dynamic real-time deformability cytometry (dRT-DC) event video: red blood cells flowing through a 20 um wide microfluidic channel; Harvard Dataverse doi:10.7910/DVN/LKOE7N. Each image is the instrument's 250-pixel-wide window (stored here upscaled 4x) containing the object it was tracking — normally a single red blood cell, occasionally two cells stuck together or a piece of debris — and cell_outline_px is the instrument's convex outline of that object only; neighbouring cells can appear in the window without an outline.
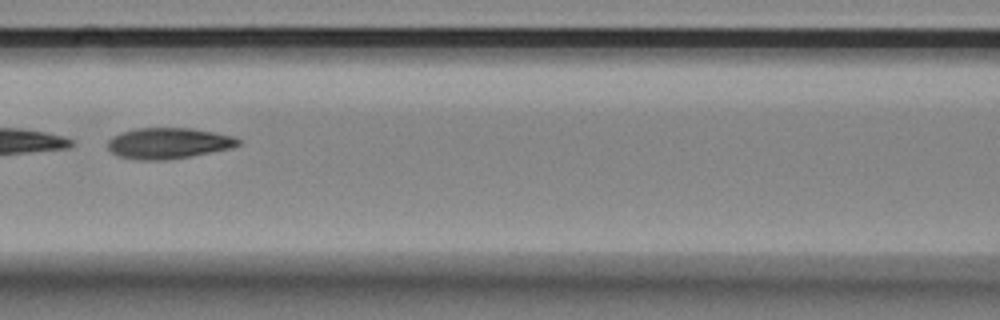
{"species": "Egyptian fruit bat (a non-hibernating species)", "species_latin": "Rousettus aegyptiacus", "temperature_condition": "room temperature", "stored_images_in_passage": 21, "camera_frame_rate_fps": 3000, "um_per_image_px": 0.085, "animal": {"sex": "female"}, "frame": {"image": 1, "passage_image": 10, "time_ms": 3.0, "image_size_px": [1000, 320], "cell_outline_px": [[244, 140], [240, 144], [232, 148], [188, 156], [164, 160], [136, 160], [116, 156], [108, 148], [108, 140], [112, 136], [120, 132], [136, 128], [192, 128], [232, 136]], "centroid_in_image_um": [14.29, 12.17], "position_along_channel_um": 152.3, "area_um2": 23.58}}